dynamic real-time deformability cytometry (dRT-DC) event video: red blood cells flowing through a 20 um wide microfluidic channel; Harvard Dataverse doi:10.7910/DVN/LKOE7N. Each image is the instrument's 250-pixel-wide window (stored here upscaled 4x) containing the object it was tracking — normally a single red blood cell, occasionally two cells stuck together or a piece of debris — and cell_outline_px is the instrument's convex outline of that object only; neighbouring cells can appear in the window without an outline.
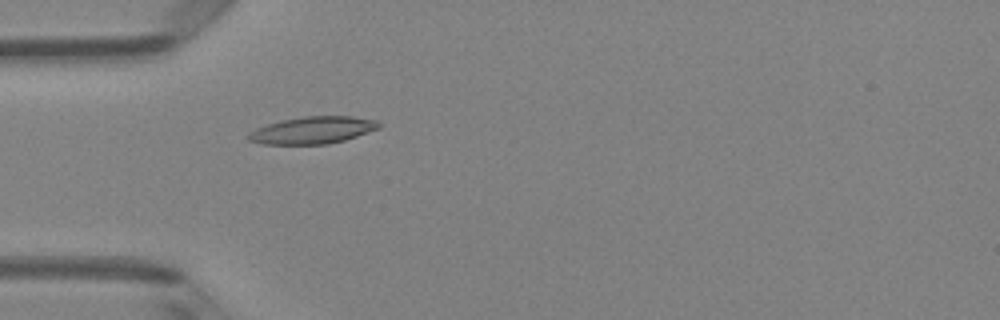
{"species": "Egyptian fruit bat (a non-hibernating species)", "species_latin": "Rousettus aegyptiacus", "temperature_condition": "room temperature", "stored_images_in_passage": 1, "camera_frame_rate_fps": 3000, "um_per_image_px": 0.085, "animal": {"sex": "female"}, "frame": {"image": 1, "passage_image": 1, "time_ms": 0.0, "image_size_px": [1000, 320], "cell_outline_px": [[380, 128], [344, 140], [328, 144], [260, 144], [248, 140], [244, 136], [248, 132], [256, 128], [280, 120], [304, 116], [352, 116], [376, 120], [380, 124]], "centroid_in_image_um": [26.52, 11.06], "position_along_channel_um": 58.5, "area_um2": 20.75}}